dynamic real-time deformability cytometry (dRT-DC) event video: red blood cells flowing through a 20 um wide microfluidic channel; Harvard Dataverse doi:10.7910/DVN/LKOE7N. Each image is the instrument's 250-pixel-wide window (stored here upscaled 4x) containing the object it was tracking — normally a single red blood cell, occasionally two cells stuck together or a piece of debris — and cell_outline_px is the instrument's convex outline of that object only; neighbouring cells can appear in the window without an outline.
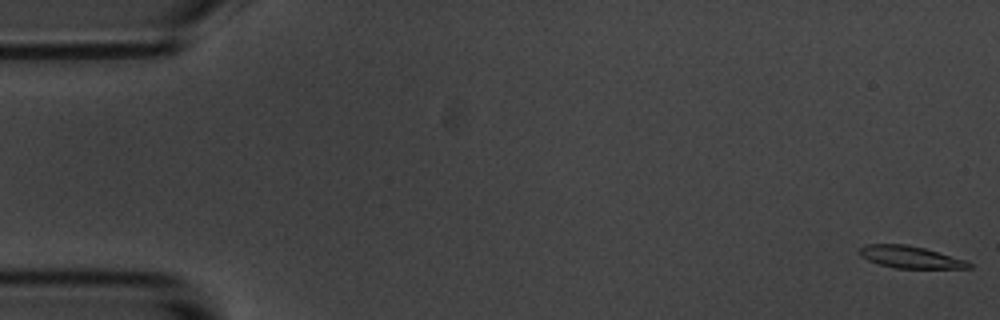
{"species": "common noctule bat (a hibernating species)", "species_latin": "Nyctalus noctula", "temperature_condition": "room temperature", "stored_images_in_passage": 56, "camera_frame_rate_fps": 3000, "um_per_image_px": 0.085, "animal": {"sex": "male", "body_mass_g": 20.1, "forearm_length_mm": 53.5}, "frame": {"image": 1, "passage_image": 1, "time_ms": 0.0, "image_size_px": [1000, 320], "cell_outline_px": [[972, 268], [896, 268], [880, 264], [868, 260], [860, 256], [860, 248], [864, 244], [908, 244], [924, 248], [968, 260], [972, 264]], "centroid_in_image_um": [77.41, 21.84], "position_along_channel_um": 7.6, "area_um2": 14.1}}
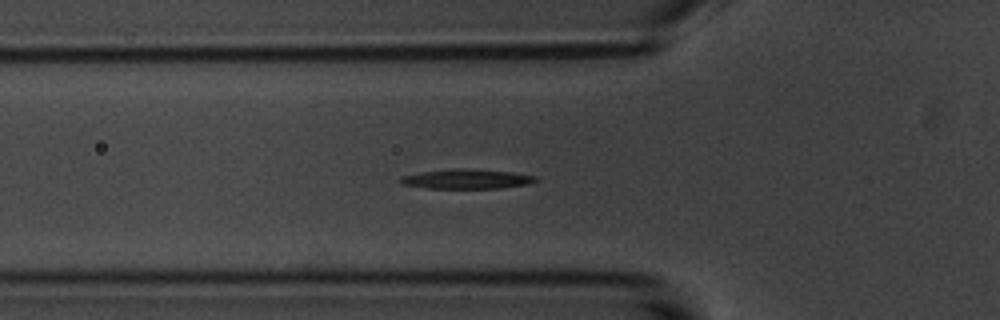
{"frame": {"image": 2, "passage_image": 19, "time_ms": 6.0, "image_size_px": [1000, 320], "cell_outline_px": [[536, 180], [528, 184], [500, 188], [424, 188], [404, 184], [400, 180], [400, 176], [420, 172], [456, 168], [468, 168], [512, 172], [536, 176]], "centroid_in_image_um": [39.65, 15.2], "position_along_channel_um": 86.1, "area_um2": 15.37}}
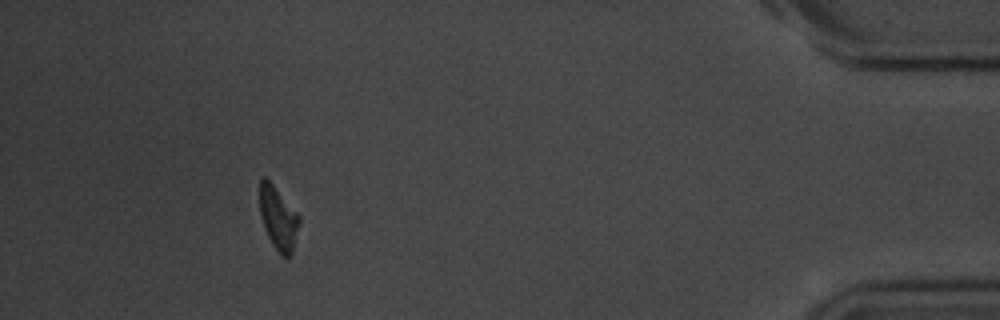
{"frame": {"image": 3, "passage_image": 51, "time_ms": 16.667, "image_size_px": [1000, 320], "cell_outline_px": [[300, 224], [292, 252], [288, 256], [284, 256], [272, 244], [264, 228], [260, 216], [260, 180], [264, 176], [272, 184], [300, 216]], "centroid_in_image_um": [23.65, 18.54], "position_along_channel_um": 411.5, "area_um2": 14.22}, "authors_computed_cell_mechanics": {"area_um2": 15.1436, "velocity_mm_per_s": 3.6133, "shape_relaxation_time_tau1_ms": 2.7145, "shape_relaxation_time_tau2_ms": null, "deformation_change_tau1": 0.179, "deformation_change_tau2": null}}